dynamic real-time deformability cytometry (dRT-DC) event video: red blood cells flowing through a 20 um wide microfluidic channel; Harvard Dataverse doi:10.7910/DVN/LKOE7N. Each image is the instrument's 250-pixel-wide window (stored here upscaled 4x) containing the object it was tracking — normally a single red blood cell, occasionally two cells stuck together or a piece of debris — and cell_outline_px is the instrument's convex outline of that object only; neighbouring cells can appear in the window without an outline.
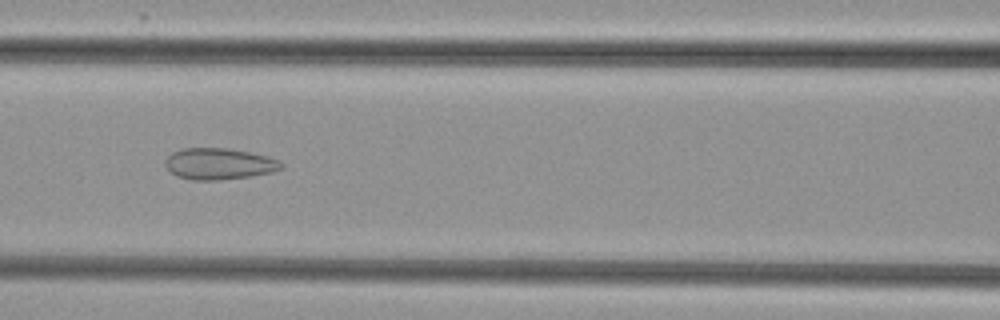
{"species": "common noctule bat (a hibernating species)", "species_latin": "Nyctalus noctula", "temperature_condition": "cold", "stored_images_in_passage": 50, "camera_frame_rate_fps": 3000, "um_per_image_px": 0.085, "animal": {"sex": "female", "body_mass_g": 29.2, "forearm_length_mm": 56.3}, "frame": {"image": 1, "passage_image": 24, "time_ms": 7.667, "image_size_px": [1000, 320], "cell_outline_px": [[284, 164], [280, 168], [272, 172], [248, 176], [220, 180], [192, 180], [176, 176], [168, 172], [164, 164], [164, 160], [172, 152], [180, 148], [228, 148], [268, 156], [280, 160]], "centroid_in_image_um": [18.56, 13.92], "position_along_channel_um": 148.0, "area_um2": 21.39}}
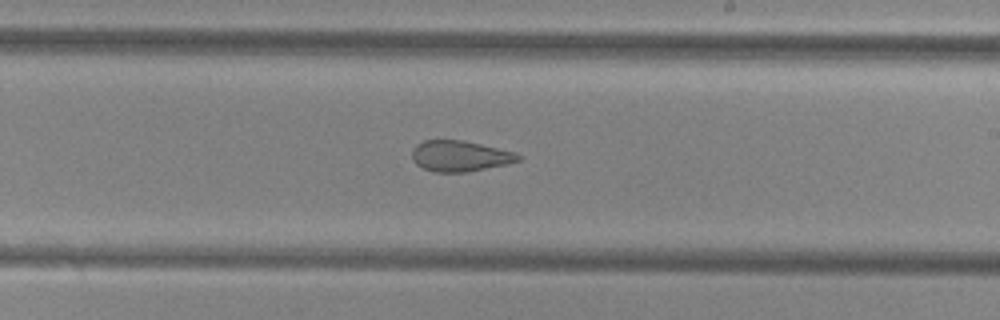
{"frame": {"image": 2, "passage_image": 32, "time_ms": 10.333, "image_size_px": [1000, 320], "cell_outline_px": [[520, 160], [504, 164], [468, 172], [432, 172], [416, 164], [412, 160], [412, 148], [416, 144], [424, 140], [464, 140], [516, 152], [520, 156]], "centroid_in_image_um": [39.05, 13.25], "position_along_channel_um": 249.9, "area_um2": 19.07}}
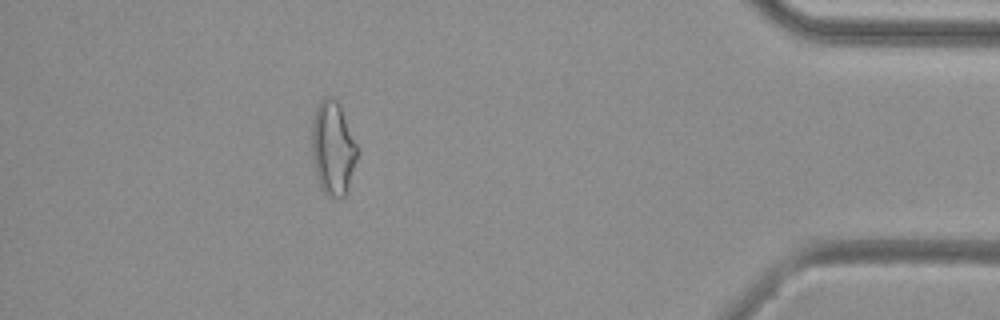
{"frame": {"image": 3, "passage_image": 48, "time_ms": 15.667, "image_size_px": [1000, 320], "cell_outline_px": [[356, 160], [344, 196], [328, 196], [320, 188], [316, 176], [312, 160], [312, 124], [316, 108], [320, 100], [324, 96], [332, 96], [336, 100], [340, 108], [356, 144]], "centroid_in_image_um": [28.24, 12.58], "position_along_channel_um": 407.0, "area_um2": 24.16}}